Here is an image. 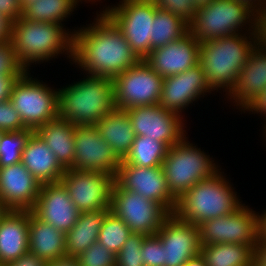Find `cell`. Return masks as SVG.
<instances>
[{
	"label": "cell",
	"instance_id": "8992f818",
	"mask_svg": "<svg viewBox=\"0 0 266 266\" xmlns=\"http://www.w3.org/2000/svg\"><path fill=\"white\" fill-rule=\"evenodd\" d=\"M256 21L257 14L241 2L212 0L196 9L188 27L189 33L201 43L241 33L247 28L245 25L249 26L248 30L256 32Z\"/></svg>",
	"mask_w": 266,
	"mask_h": 266
},
{
	"label": "cell",
	"instance_id": "5b68a950",
	"mask_svg": "<svg viewBox=\"0 0 266 266\" xmlns=\"http://www.w3.org/2000/svg\"><path fill=\"white\" fill-rule=\"evenodd\" d=\"M224 176V172L220 171L189 188L177 200L174 214L182 221L199 226L206 220L228 215L238 209L242 201Z\"/></svg>",
	"mask_w": 266,
	"mask_h": 266
},
{
	"label": "cell",
	"instance_id": "277c9868",
	"mask_svg": "<svg viewBox=\"0 0 266 266\" xmlns=\"http://www.w3.org/2000/svg\"><path fill=\"white\" fill-rule=\"evenodd\" d=\"M84 77L58 89V117L69 120L75 126L96 125L117 109L112 78Z\"/></svg>",
	"mask_w": 266,
	"mask_h": 266
},
{
	"label": "cell",
	"instance_id": "7bdbcfd3",
	"mask_svg": "<svg viewBox=\"0 0 266 266\" xmlns=\"http://www.w3.org/2000/svg\"><path fill=\"white\" fill-rule=\"evenodd\" d=\"M7 266H47V262L30 251L24 253L17 260L6 264Z\"/></svg>",
	"mask_w": 266,
	"mask_h": 266
},
{
	"label": "cell",
	"instance_id": "9f6ffc18",
	"mask_svg": "<svg viewBox=\"0 0 266 266\" xmlns=\"http://www.w3.org/2000/svg\"><path fill=\"white\" fill-rule=\"evenodd\" d=\"M265 124L264 125V133H265V136H266V121L264 122Z\"/></svg>",
	"mask_w": 266,
	"mask_h": 266
},
{
	"label": "cell",
	"instance_id": "ab89813d",
	"mask_svg": "<svg viewBox=\"0 0 266 266\" xmlns=\"http://www.w3.org/2000/svg\"><path fill=\"white\" fill-rule=\"evenodd\" d=\"M27 129L12 102L7 99L0 101V131L12 132Z\"/></svg>",
	"mask_w": 266,
	"mask_h": 266
},
{
	"label": "cell",
	"instance_id": "60d3db41",
	"mask_svg": "<svg viewBox=\"0 0 266 266\" xmlns=\"http://www.w3.org/2000/svg\"><path fill=\"white\" fill-rule=\"evenodd\" d=\"M23 6L20 0H0V14L12 23L22 17Z\"/></svg>",
	"mask_w": 266,
	"mask_h": 266
},
{
	"label": "cell",
	"instance_id": "816d5d0a",
	"mask_svg": "<svg viewBox=\"0 0 266 266\" xmlns=\"http://www.w3.org/2000/svg\"><path fill=\"white\" fill-rule=\"evenodd\" d=\"M211 1L212 0H192V3L196 8H200V7H203L204 5L208 4Z\"/></svg>",
	"mask_w": 266,
	"mask_h": 266
},
{
	"label": "cell",
	"instance_id": "6da1fadb",
	"mask_svg": "<svg viewBox=\"0 0 266 266\" xmlns=\"http://www.w3.org/2000/svg\"><path fill=\"white\" fill-rule=\"evenodd\" d=\"M99 13L95 22L74 31L71 63L86 75L113 79L140 59L117 26L104 13Z\"/></svg>",
	"mask_w": 266,
	"mask_h": 266
},
{
	"label": "cell",
	"instance_id": "e0dca14e",
	"mask_svg": "<svg viewBox=\"0 0 266 266\" xmlns=\"http://www.w3.org/2000/svg\"><path fill=\"white\" fill-rule=\"evenodd\" d=\"M164 245V266H183L200 254L199 226L171 214L156 233Z\"/></svg>",
	"mask_w": 266,
	"mask_h": 266
},
{
	"label": "cell",
	"instance_id": "2e32d148",
	"mask_svg": "<svg viewBox=\"0 0 266 266\" xmlns=\"http://www.w3.org/2000/svg\"><path fill=\"white\" fill-rule=\"evenodd\" d=\"M115 182L125 190L161 204L170 214H174L177 200L168 189L162 166L140 167L121 160Z\"/></svg>",
	"mask_w": 266,
	"mask_h": 266
},
{
	"label": "cell",
	"instance_id": "11a10c76",
	"mask_svg": "<svg viewBox=\"0 0 266 266\" xmlns=\"http://www.w3.org/2000/svg\"><path fill=\"white\" fill-rule=\"evenodd\" d=\"M82 1H83V0H77L78 3H80V2L82 3ZM84 1H85V2H87V1L90 2V1H91V3H92V2L95 3V2L98 1V0H84ZM99 1H101V0H99Z\"/></svg>",
	"mask_w": 266,
	"mask_h": 266
},
{
	"label": "cell",
	"instance_id": "f6af8a7d",
	"mask_svg": "<svg viewBox=\"0 0 266 266\" xmlns=\"http://www.w3.org/2000/svg\"><path fill=\"white\" fill-rule=\"evenodd\" d=\"M21 75L0 76V101L9 99L12 87Z\"/></svg>",
	"mask_w": 266,
	"mask_h": 266
},
{
	"label": "cell",
	"instance_id": "f35d334b",
	"mask_svg": "<svg viewBox=\"0 0 266 266\" xmlns=\"http://www.w3.org/2000/svg\"><path fill=\"white\" fill-rule=\"evenodd\" d=\"M25 71L15 56L11 41L0 43V76L22 75Z\"/></svg>",
	"mask_w": 266,
	"mask_h": 266
},
{
	"label": "cell",
	"instance_id": "b9f144b4",
	"mask_svg": "<svg viewBox=\"0 0 266 266\" xmlns=\"http://www.w3.org/2000/svg\"><path fill=\"white\" fill-rule=\"evenodd\" d=\"M250 111L249 113L252 112V114L257 113L260 114L261 117H263V121H266V89L262 91V93L258 94L255 96L243 109L242 111Z\"/></svg>",
	"mask_w": 266,
	"mask_h": 266
},
{
	"label": "cell",
	"instance_id": "74e56055",
	"mask_svg": "<svg viewBox=\"0 0 266 266\" xmlns=\"http://www.w3.org/2000/svg\"><path fill=\"white\" fill-rule=\"evenodd\" d=\"M158 9L175 14L188 25L192 22L196 7L192 0H153Z\"/></svg>",
	"mask_w": 266,
	"mask_h": 266
},
{
	"label": "cell",
	"instance_id": "f546056e",
	"mask_svg": "<svg viewBox=\"0 0 266 266\" xmlns=\"http://www.w3.org/2000/svg\"><path fill=\"white\" fill-rule=\"evenodd\" d=\"M77 0H33L23 6L22 18L30 21L61 23L78 6Z\"/></svg>",
	"mask_w": 266,
	"mask_h": 266
},
{
	"label": "cell",
	"instance_id": "9c48e42d",
	"mask_svg": "<svg viewBox=\"0 0 266 266\" xmlns=\"http://www.w3.org/2000/svg\"><path fill=\"white\" fill-rule=\"evenodd\" d=\"M158 8L153 0H120L104 13L123 33L132 51L140 60L151 52L152 25Z\"/></svg>",
	"mask_w": 266,
	"mask_h": 266
},
{
	"label": "cell",
	"instance_id": "ac0fdd59",
	"mask_svg": "<svg viewBox=\"0 0 266 266\" xmlns=\"http://www.w3.org/2000/svg\"><path fill=\"white\" fill-rule=\"evenodd\" d=\"M207 84L205 72L197 64L185 72L163 78L161 98L159 104L165 109L183 116L182 111L205 93L211 94ZM205 95V96H204Z\"/></svg>",
	"mask_w": 266,
	"mask_h": 266
},
{
	"label": "cell",
	"instance_id": "30bf717a",
	"mask_svg": "<svg viewBox=\"0 0 266 266\" xmlns=\"http://www.w3.org/2000/svg\"><path fill=\"white\" fill-rule=\"evenodd\" d=\"M115 103L118 110L159 104L163 77L144 59L113 78Z\"/></svg>",
	"mask_w": 266,
	"mask_h": 266
},
{
	"label": "cell",
	"instance_id": "4316f807",
	"mask_svg": "<svg viewBox=\"0 0 266 266\" xmlns=\"http://www.w3.org/2000/svg\"><path fill=\"white\" fill-rule=\"evenodd\" d=\"M96 127L117 157L123 160L135 139L128 113L125 110L116 109L98 121Z\"/></svg>",
	"mask_w": 266,
	"mask_h": 266
},
{
	"label": "cell",
	"instance_id": "f5cc1de1",
	"mask_svg": "<svg viewBox=\"0 0 266 266\" xmlns=\"http://www.w3.org/2000/svg\"><path fill=\"white\" fill-rule=\"evenodd\" d=\"M8 210L3 205L2 201L0 200V218L7 212Z\"/></svg>",
	"mask_w": 266,
	"mask_h": 266
},
{
	"label": "cell",
	"instance_id": "3957f363",
	"mask_svg": "<svg viewBox=\"0 0 266 266\" xmlns=\"http://www.w3.org/2000/svg\"><path fill=\"white\" fill-rule=\"evenodd\" d=\"M63 27L61 23L30 21L22 17L12 23L10 41L16 58L25 70H29L34 62H46L60 54L68 55L67 59L73 61L75 30L71 32Z\"/></svg>",
	"mask_w": 266,
	"mask_h": 266
},
{
	"label": "cell",
	"instance_id": "d4e9b609",
	"mask_svg": "<svg viewBox=\"0 0 266 266\" xmlns=\"http://www.w3.org/2000/svg\"><path fill=\"white\" fill-rule=\"evenodd\" d=\"M29 251L46 262L66 255V234L29 211Z\"/></svg>",
	"mask_w": 266,
	"mask_h": 266
},
{
	"label": "cell",
	"instance_id": "d6a6232c",
	"mask_svg": "<svg viewBox=\"0 0 266 266\" xmlns=\"http://www.w3.org/2000/svg\"><path fill=\"white\" fill-rule=\"evenodd\" d=\"M131 234L129 227L110 210L100 229L98 243L116 255Z\"/></svg>",
	"mask_w": 266,
	"mask_h": 266
},
{
	"label": "cell",
	"instance_id": "8d00e7d4",
	"mask_svg": "<svg viewBox=\"0 0 266 266\" xmlns=\"http://www.w3.org/2000/svg\"><path fill=\"white\" fill-rule=\"evenodd\" d=\"M141 255L144 266H164V245L157 234L144 237Z\"/></svg>",
	"mask_w": 266,
	"mask_h": 266
},
{
	"label": "cell",
	"instance_id": "7a4b0ae2",
	"mask_svg": "<svg viewBox=\"0 0 266 266\" xmlns=\"http://www.w3.org/2000/svg\"><path fill=\"white\" fill-rule=\"evenodd\" d=\"M245 31L247 35L237 33L200 43L198 64L213 92L224 89L225 94L230 93L250 52L257 45V33Z\"/></svg>",
	"mask_w": 266,
	"mask_h": 266
},
{
	"label": "cell",
	"instance_id": "c3c4849f",
	"mask_svg": "<svg viewBox=\"0 0 266 266\" xmlns=\"http://www.w3.org/2000/svg\"><path fill=\"white\" fill-rule=\"evenodd\" d=\"M47 266H79V263L76 257L65 255L48 261Z\"/></svg>",
	"mask_w": 266,
	"mask_h": 266
},
{
	"label": "cell",
	"instance_id": "4dcf8cb0",
	"mask_svg": "<svg viewBox=\"0 0 266 266\" xmlns=\"http://www.w3.org/2000/svg\"><path fill=\"white\" fill-rule=\"evenodd\" d=\"M169 146L146 136H135L129 153L123 161L140 167L162 166Z\"/></svg>",
	"mask_w": 266,
	"mask_h": 266
},
{
	"label": "cell",
	"instance_id": "4fadbf2b",
	"mask_svg": "<svg viewBox=\"0 0 266 266\" xmlns=\"http://www.w3.org/2000/svg\"><path fill=\"white\" fill-rule=\"evenodd\" d=\"M60 182L80 212L111 209L115 176L100 172L66 169Z\"/></svg>",
	"mask_w": 266,
	"mask_h": 266
},
{
	"label": "cell",
	"instance_id": "7402d4cb",
	"mask_svg": "<svg viewBox=\"0 0 266 266\" xmlns=\"http://www.w3.org/2000/svg\"><path fill=\"white\" fill-rule=\"evenodd\" d=\"M264 89H266V48L257 43L227 97L237 109L239 106L242 110Z\"/></svg>",
	"mask_w": 266,
	"mask_h": 266
},
{
	"label": "cell",
	"instance_id": "5bb4252c",
	"mask_svg": "<svg viewBox=\"0 0 266 266\" xmlns=\"http://www.w3.org/2000/svg\"><path fill=\"white\" fill-rule=\"evenodd\" d=\"M132 122L135 136H146L169 147L186 136V120L160 104L133 107L125 110Z\"/></svg>",
	"mask_w": 266,
	"mask_h": 266
},
{
	"label": "cell",
	"instance_id": "e575fe53",
	"mask_svg": "<svg viewBox=\"0 0 266 266\" xmlns=\"http://www.w3.org/2000/svg\"><path fill=\"white\" fill-rule=\"evenodd\" d=\"M145 236L141 233H132L128 237L116 254V266H144L141 248Z\"/></svg>",
	"mask_w": 266,
	"mask_h": 266
},
{
	"label": "cell",
	"instance_id": "cb8c5ba5",
	"mask_svg": "<svg viewBox=\"0 0 266 266\" xmlns=\"http://www.w3.org/2000/svg\"><path fill=\"white\" fill-rule=\"evenodd\" d=\"M21 163L41 185L60 182L65 172L36 132L31 134L22 151Z\"/></svg>",
	"mask_w": 266,
	"mask_h": 266
},
{
	"label": "cell",
	"instance_id": "6f0895ef",
	"mask_svg": "<svg viewBox=\"0 0 266 266\" xmlns=\"http://www.w3.org/2000/svg\"><path fill=\"white\" fill-rule=\"evenodd\" d=\"M0 266H7L6 264L0 263Z\"/></svg>",
	"mask_w": 266,
	"mask_h": 266
},
{
	"label": "cell",
	"instance_id": "484cf974",
	"mask_svg": "<svg viewBox=\"0 0 266 266\" xmlns=\"http://www.w3.org/2000/svg\"><path fill=\"white\" fill-rule=\"evenodd\" d=\"M73 125L69 120L57 117L35 132L51 149L59 164L66 170L72 169L75 154V139Z\"/></svg>",
	"mask_w": 266,
	"mask_h": 266
},
{
	"label": "cell",
	"instance_id": "ba28073f",
	"mask_svg": "<svg viewBox=\"0 0 266 266\" xmlns=\"http://www.w3.org/2000/svg\"><path fill=\"white\" fill-rule=\"evenodd\" d=\"M26 70L12 87L9 100L27 129L34 132L58 117V89L29 76Z\"/></svg>",
	"mask_w": 266,
	"mask_h": 266
},
{
	"label": "cell",
	"instance_id": "8fae6325",
	"mask_svg": "<svg viewBox=\"0 0 266 266\" xmlns=\"http://www.w3.org/2000/svg\"><path fill=\"white\" fill-rule=\"evenodd\" d=\"M110 208L132 233L143 235H155L171 215L161 204L125 190L116 182L112 189Z\"/></svg>",
	"mask_w": 266,
	"mask_h": 266
},
{
	"label": "cell",
	"instance_id": "bcb514c9",
	"mask_svg": "<svg viewBox=\"0 0 266 266\" xmlns=\"http://www.w3.org/2000/svg\"><path fill=\"white\" fill-rule=\"evenodd\" d=\"M254 266H266V240L260 236L254 248Z\"/></svg>",
	"mask_w": 266,
	"mask_h": 266
},
{
	"label": "cell",
	"instance_id": "db71d44e",
	"mask_svg": "<svg viewBox=\"0 0 266 266\" xmlns=\"http://www.w3.org/2000/svg\"><path fill=\"white\" fill-rule=\"evenodd\" d=\"M33 0H20V3L22 4V6H24L26 3L31 2Z\"/></svg>",
	"mask_w": 266,
	"mask_h": 266
},
{
	"label": "cell",
	"instance_id": "52a82bcc",
	"mask_svg": "<svg viewBox=\"0 0 266 266\" xmlns=\"http://www.w3.org/2000/svg\"><path fill=\"white\" fill-rule=\"evenodd\" d=\"M214 162L212 157L193 146L186 136L169 147L162 169L172 196L178 200L197 182L214 177L221 170Z\"/></svg>",
	"mask_w": 266,
	"mask_h": 266
},
{
	"label": "cell",
	"instance_id": "836d02e7",
	"mask_svg": "<svg viewBox=\"0 0 266 266\" xmlns=\"http://www.w3.org/2000/svg\"><path fill=\"white\" fill-rule=\"evenodd\" d=\"M33 130L2 132L0 136V168L21 162L22 151Z\"/></svg>",
	"mask_w": 266,
	"mask_h": 266
},
{
	"label": "cell",
	"instance_id": "f907efd6",
	"mask_svg": "<svg viewBox=\"0 0 266 266\" xmlns=\"http://www.w3.org/2000/svg\"><path fill=\"white\" fill-rule=\"evenodd\" d=\"M183 266H207L205 259L201 254L190 258Z\"/></svg>",
	"mask_w": 266,
	"mask_h": 266
},
{
	"label": "cell",
	"instance_id": "d6986e66",
	"mask_svg": "<svg viewBox=\"0 0 266 266\" xmlns=\"http://www.w3.org/2000/svg\"><path fill=\"white\" fill-rule=\"evenodd\" d=\"M41 183L20 162L0 168V200L7 210L32 211Z\"/></svg>",
	"mask_w": 266,
	"mask_h": 266
},
{
	"label": "cell",
	"instance_id": "d590c367",
	"mask_svg": "<svg viewBox=\"0 0 266 266\" xmlns=\"http://www.w3.org/2000/svg\"><path fill=\"white\" fill-rule=\"evenodd\" d=\"M76 258L79 266H116V255L98 242Z\"/></svg>",
	"mask_w": 266,
	"mask_h": 266
},
{
	"label": "cell",
	"instance_id": "9a60e30c",
	"mask_svg": "<svg viewBox=\"0 0 266 266\" xmlns=\"http://www.w3.org/2000/svg\"><path fill=\"white\" fill-rule=\"evenodd\" d=\"M72 169L116 176L121 160L101 137L96 125L76 126Z\"/></svg>",
	"mask_w": 266,
	"mask_h": 266
},
{
	"label": "cell",
	"instance_id": "7dc6e473",
	"mask_svg": "<svg viewBox=\"0 0 266 266\" xmlns=\"http://www.w3.org/2000/svg\"><path fill=\"white\" fill-rule=\"evenodd\" d=\"M12 22L0 14V43L11 40Z\"/></svg>",
	"mask_w": 266,
	"mask_h": 266
},
{
	"label": "cell",
	"instance_id": "f1b7e54d",
	"mask_svg": "<svg viewBox=\"0 0 266 266\" xmlns=\"http://www.w3.org/2000/svg\"><path fill=\"white\" fill-rule=\"evenodd\" d=\"M256 245L218 243L201 246L200 254L207 266H254Z\"/></svg>",
	"mask_w": 266,
	"mask_h": 266
},
{
	"label": "cell",
	"instance_id": "603a6c76",
	"mask_svg": "<svg viewBox=\"0 0 266 266\" xmlns=\"http://www.w3.org/2000/svg\"><path fill=\"white\" fill-rule=\"evenodd\" d=\"M29 211L8 210L0 218V263L17 260L29 251Z\"/></svg>",
	"mask_w": 266,
	"mask_h": 266
},
{
	"label": "cell",
	"instance_id": "7c38bea8",
	"mask_svg": "<svg viewBox=\"0 0 266 266\" xmlns=\"http://www.w3.org/2000/svg\"><path fill=\"white\" fill-rule=\"evenodd\" d=\"M244 205L228 215L201 223L199 225L201 246L218 243L256 245L260 236V214Z\"/></svg>",
	"mask_w": 266,
	"mask_h": 266
},
{
	"label": "cell",
	"instance_id": "ee69618b",
	"mask_svg": "<svg viewBox=\"0 0 266 266\" xmlns=\"http://www.w3.org/2000/svg\"><path fill=\"white\" fill-rule=\"evenodd\" d=\"M256 33L257 43L266 48V8L257 14Z\"/></svg>",
	"mask_w": 266,
	"mask_h": 266
},
{
	"label": "cell",
	"instance_id": "44dd1931",
	"mask_svg": "<svg viewBox=\"0 0 266 266\" xmlns=\"http://www.w3.org/2000/svg\"><path fill=\"white\" fill-rule=\"evenodd\" d=\"M32 212L43 222L51 224L65 234L73 228L81 213L61 182L41 185Z\"/></svg>",
	"mask_w": 266,
	"mask_h": 266
},
{
	"label": "cell",
	"instance_id": "ffe728a7",
	"mask_svg": "<svg viewBox=\"0 0 266 266\" xmlns=\"http://www.w3.org/2000/svg\"><path fill=\"white\" fill-rule=\"evenodd\" d=\"M200 42L189 32L179 40L153 49L144 61L161 77L185 72L199 62Z\"/></svg>",
	"mask_w": 266,
	"mask_h": 266
},
{
	"label": "cell",
	"instance_id": "681fc988",
	"mask_svg": "<svg viewBox=\"0 0 266 266\" xmlns=\"http://www.w3.org/2000/svg\"><path fill=\"white\" fill-rule=\"evenodd\" d=\"M247 5L256 14L266 8V0H235Z\"/></svg>",
	"mask_w": 266,
	"mask_h": 266
},
{
	"label": "cell",
	"instance_id": "1f68e13d",
	"mask_svg": "<svg viewBox=\"0 0 266 266\" xmlns=\"http://www.w3.org/2000/svg\"><path fill=\"white\" fill-rule=\"evenodd\" d=\"M152 26L151 51L179 40L189 32L187 23L161 9L156 10Z\"/></svg>",
	"mask_w": 266,
	"mask_h": 266
},
{
	"label": "cell",
	"instance_id": "83f0119b",
	"mask_svg": "<svg viewBox=\"0 0 266 266\" xmlns=\"http://www.w3.org/2000/svg\"><path fill=\"white\" fill-rule=\"evenodd\" d=\"M111 209L81 212L73 228L66 233V255L77 257L93 243L98 242L99 232Z\"/></svg>",
	"mask_w": 266,
	"mask_h": 266
}]
</instances>
